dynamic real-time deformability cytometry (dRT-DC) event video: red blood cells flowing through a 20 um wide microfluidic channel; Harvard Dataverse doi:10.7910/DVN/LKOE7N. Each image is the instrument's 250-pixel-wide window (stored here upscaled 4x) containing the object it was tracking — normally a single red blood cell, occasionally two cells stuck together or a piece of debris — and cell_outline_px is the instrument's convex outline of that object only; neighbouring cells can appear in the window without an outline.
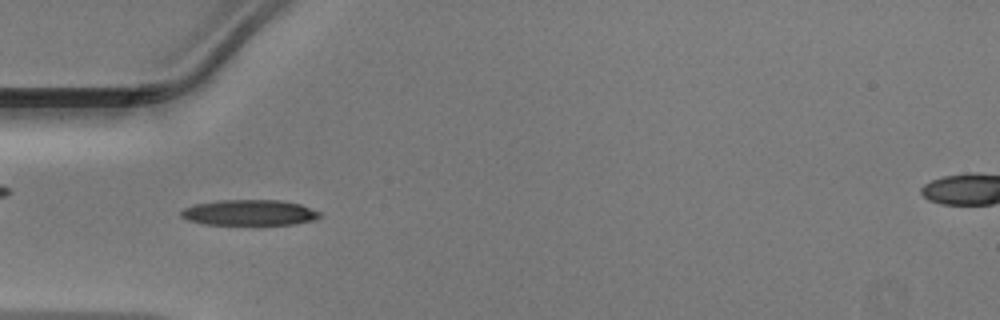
{"species": "Egyptian fruit bat (a non-hibernating species)", "species_latin": "Rousettus aegyptiacus", "temperature_condition": "warm", "stored_images_in_passage": 35, "camera_frame_rate_fps": 3000, "um_per_image_px": 0.085, "animal": {"sex": "male"}, "frame": {"image": 1, "passage_image": 2, "time_ms": 0.333, "image_size_px": [1000, 320], "cell_outline_px": [[320, 216], [316, 220], [292, 224], [204, 224], [188, 220], [180, 216], [180, 212], [184, 208], [196, 204], [216, 200], [280, 200], [300, 204], [320, 212]], "centroid_in_image_um": [21.19, 18.06], "position_along_channel_um": 63.8, "area_um2": 20.63}}
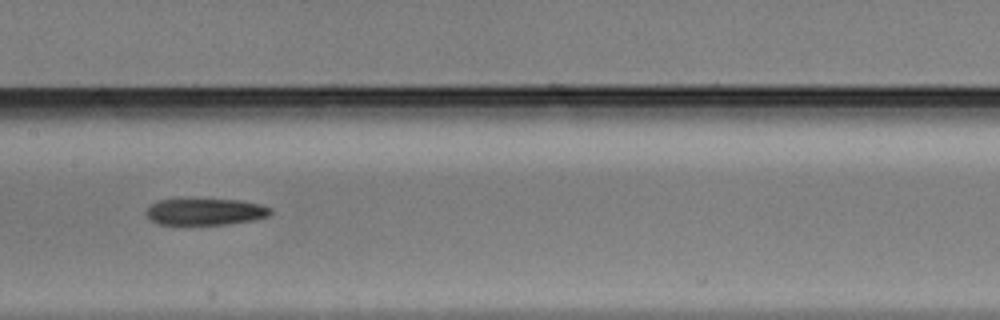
{"frame": {"image": 2, "passage_image": 11, "time_ms": 3.333, "image_size_px": [1000, 320], "cell_outline_px": [[272, 212], [268, 216], [256, 220], [228, 224], [160, 224], [152, 220], [144, 212], [152, 204], [160, 200], [240, 200], [260, 204], [272, 208]], "centroid_in_image_um": [17.51, 18.01], "position_along_channel_um": 189.9, "area_um2": 19.02}}
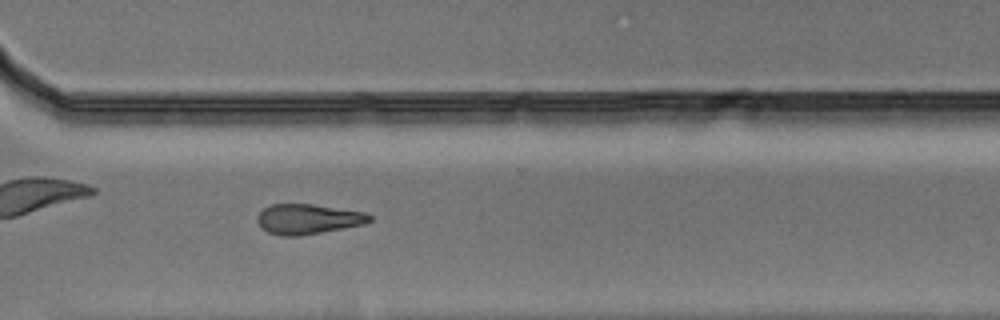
{"frame": {"image": 3, "passage_image": 22, "time_ms": 7.0, "image_size_px": [1000, 320], "cell_outline_px": [[372, 220], [364, 224], [300, 236], [280, 236], [268, 232], [256, 220], [256, 216], [264, 208], [272, 204], [312, 204], [364, 212], [372, 216]], "centroid_in_image_um": [26.17, 18.62], "position_along_channel_um": 344.4, "area_um2": 19.54}}